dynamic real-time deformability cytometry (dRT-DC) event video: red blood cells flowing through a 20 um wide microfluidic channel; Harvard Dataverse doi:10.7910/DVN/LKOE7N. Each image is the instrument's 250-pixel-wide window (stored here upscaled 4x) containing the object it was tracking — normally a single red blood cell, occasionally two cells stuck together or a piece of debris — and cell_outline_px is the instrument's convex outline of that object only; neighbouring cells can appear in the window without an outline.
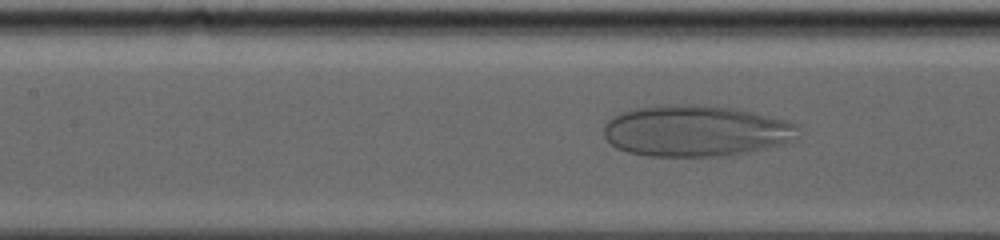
{"species": "human", "species_latin": "Homo sapiens", "temperature_condition": "warm", "stored_images_in_passage": 64, "camera_frame_rate_fps": 3000, "um_per_image_px": 0.085, "donor": {"sex": "male"}, "frame": {"image": 1, "passage_image": 21, "time_ms": 6.667, "image_size_px": [1000, 240], "cell_outline_px": [[796, 140], [784, 144], [752, 152], [732, 156], [648, 156], [628, 152], [616, 148], [604, 136], [604, 124], [608, 120], [620, 112], [636, 108], [660, 104], [696, 104], [736, 108], [784, 120], [796, 124]], "centroid_in_image_um": [59.13, 11.13], "position_along_channel_um": 148.3, "area_um2": 58.55}}
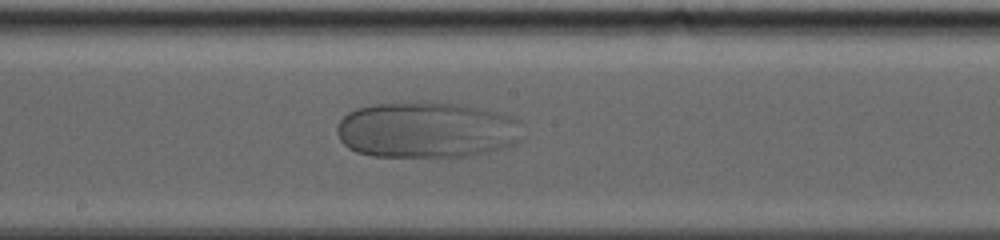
{"frame": {"image": 2, "passage_image": 29, "time_ms": 9.333, "image_size_px": [1000, 240], "cell_outline_px": [[520, 120], [516, 140], [512, 144], [484, 152], [468, 156], [372, 156], [356, 152], [348, 148], [340, 140], [336, 132], [336, 128], [340, 120], [348, 112], [356, 108], [376, 104], [416, 100], [432, 100], [464, 104], [496, 112]], "centroid_in_image_um": [36.16, 11.0], "position_along_channel_um": 212.0, "area_um2": 60.86}}
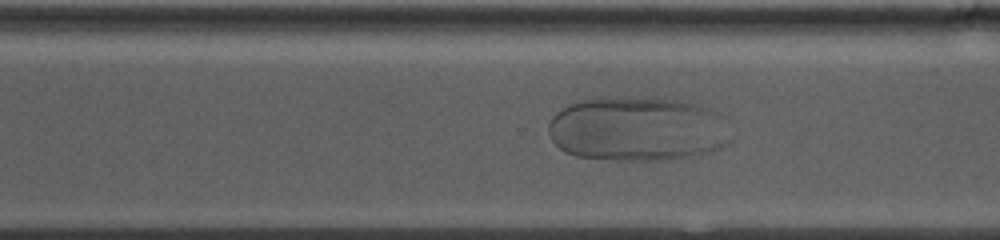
{"frame": {"image": 3, "passage_image": 42, "time_ms": 13.667, "image_size_px": [1000, 240], "cell_outline_px": [[732, 140], [720, 148], [708, 152], [668, 160], [620, 160], [576, 156], [564, 152], [552, 140], [548, 132], [548, 124], [552, 116], [556, 112], [568, 104], [580, 100], [600, 96], [676, 100], [692, 104], [720, 112], [728, 120]], "centroid_in_image_um": [54.19, 10.96], "position_along_channel_um": 316.4, "area_um2": 69.19}}